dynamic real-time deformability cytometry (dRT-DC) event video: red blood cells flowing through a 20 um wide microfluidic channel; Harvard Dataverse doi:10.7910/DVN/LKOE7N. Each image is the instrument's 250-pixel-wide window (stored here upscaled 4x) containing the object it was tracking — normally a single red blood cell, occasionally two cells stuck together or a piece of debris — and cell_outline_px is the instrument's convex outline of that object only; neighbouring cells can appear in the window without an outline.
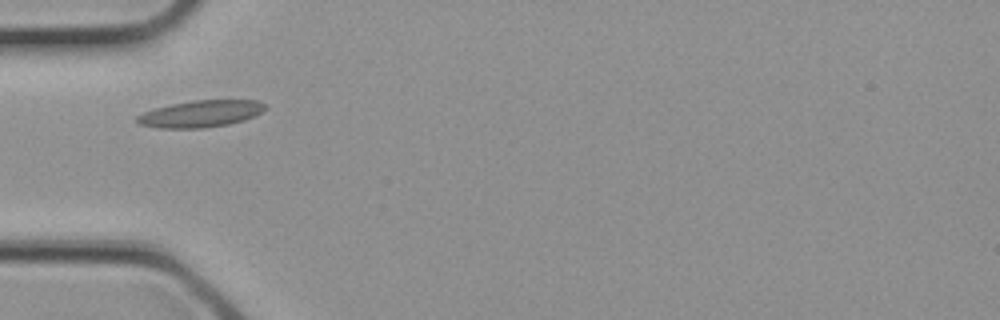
{"species": "common noctule bat (a hibernating species)", "species_latin": "Nyctalus noctula", "temperature_condition": "cold", "stored_images_in_passage": 1, "camera_frame_rate_fps": 3000, "um_per_image_px": 0.085, "animal": {"sex": "female", "body_mass_g": 21.9}, "frame": {"image": 1, "passage_image": 1, "time_ms": 0.0, "image_size_px": [1000, 320], "cell_outline_px": [[264, 108], [260, 112], [244, 120], [228, 124], [204, 128], [160, 128], [140, 124], [136, 120], [136, 116], [144, 112], [156, 108], [172, 104], [192, 100], [256, 100], [264, 104]], "centroid_in_image_um": [17.02, 9.67], "position_along_channel_um": 68.0, "area_um2": 19.71}}